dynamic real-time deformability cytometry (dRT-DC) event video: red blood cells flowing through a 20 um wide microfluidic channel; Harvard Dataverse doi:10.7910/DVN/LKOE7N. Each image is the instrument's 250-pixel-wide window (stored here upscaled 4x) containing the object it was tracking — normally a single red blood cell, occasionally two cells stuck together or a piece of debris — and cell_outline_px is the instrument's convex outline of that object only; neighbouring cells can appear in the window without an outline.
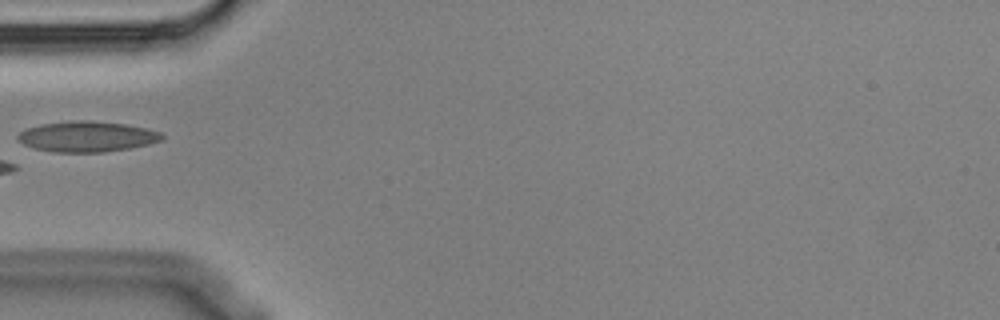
{"species": "Egyptian fruit bat (a non-hibernating species)", "species_latin": "Rousettus aegyptiacus", "temperature_condition": "cold", "stored_images_in_passage": 5, "camera_frame_rate_fps": 3000, "um_per_image_px": 0.085, "animal": {"sex": "male"}, "frame": {"image": 1, "passage_image": 5, "time_ms": 1.333, "image_size_px": [1000, 320], "cell_outline_px": [[164, 140], [148, 144], [128, 148], [100, 152], [52, 152], [32, 148], [24, 144], [16, 136], [20, 132], [28, 128], [40, 124], [72, 120], [88, 120], [124, 124], [144, 128], [160, 132], [164, 136]], "centroid_in_image_um": [7.38, 11.6], "position_along_channel_um": 77.6, "area_um2": 25.55}}